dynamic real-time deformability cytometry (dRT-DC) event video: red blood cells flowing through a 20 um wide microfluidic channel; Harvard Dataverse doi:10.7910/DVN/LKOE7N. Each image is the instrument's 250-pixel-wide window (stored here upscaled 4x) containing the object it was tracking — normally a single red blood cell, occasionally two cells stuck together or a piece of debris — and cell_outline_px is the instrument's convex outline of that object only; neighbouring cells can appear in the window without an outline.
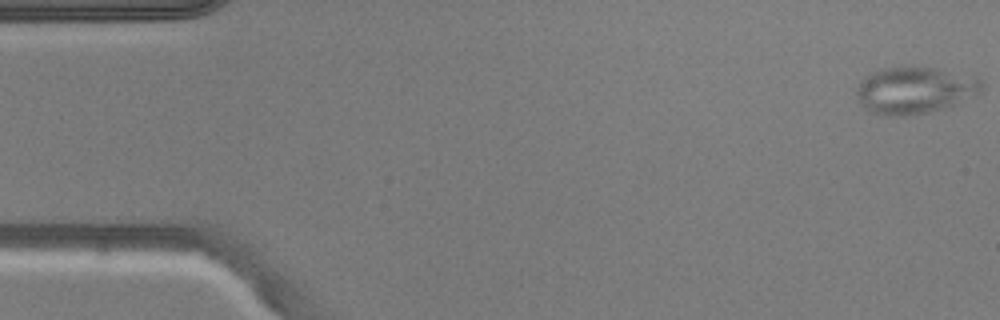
{"species": "common noctule bat (a hibernating species)", "species_latin": "Nyctalus noctula", "temperature_condition": "warm", "stored_images_in_passage": 6, "camera_frame_rate_fps": 3000, "um_per_image_px": 0.085, "animal": {"sex": "male", "body_mass_g": 20.5, "forearm_length_mm": 52.5}, "frame": {"image": 1, "passage_image": 1, "time_ms": 0.0, "image_size_px": [1000, 320], "cell_outline_px": [[984, 88], [976, 96], [956, 104], [928, 112], [908, 116], [884, 116], [872, 112], [864, 108], [856, 96], [856, 88], [860, 80], [864, 76], [872, 72], [884, 68], [904, 64], [912, 64], [936, 68], [976, 76], [984, 84]], "centroid_in_image_um": [77.75, 7.63], "position_along_channel_um": 7.2, "area_um2": 35.2}}